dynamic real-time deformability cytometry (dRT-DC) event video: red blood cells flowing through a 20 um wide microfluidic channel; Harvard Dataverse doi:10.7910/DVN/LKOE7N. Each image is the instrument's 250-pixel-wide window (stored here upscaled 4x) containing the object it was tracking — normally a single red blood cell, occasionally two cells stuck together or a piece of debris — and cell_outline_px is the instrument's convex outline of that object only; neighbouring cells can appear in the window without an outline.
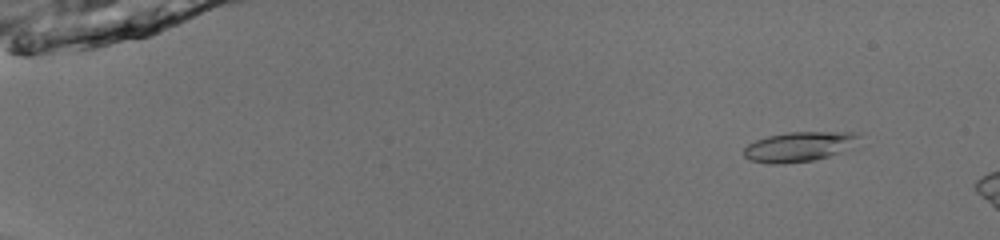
{"species": "common noctule bat (a hibernating species)", "species_latin": "Nyctalus noctula", "temperature_condition": "room temperature", "stored_images_in_passage": 12, "camera_frame_rate_fps": 3000, "um_per_image_px": 0.085, "animal": {"sex": "male", "body_mass_g": 13.0, "forearm_length_mm": 53.1}, "frame": {"image": 1, "passage_image": 6, "time_ms": 1.667, "image_size_px": [1000, 240], "cell_outline_px": [[860, 148], [812, 160], [784, 164], [772, 164], [748, 160], [744, 156], [744, 148], [748, 144], [756, 140], [768, 136], [788, 132], [860, 132]], "centroid_in_image_um": [68.05, 12.46], "position_along_channel_um": 16.9, "area_um2": 20.63}}